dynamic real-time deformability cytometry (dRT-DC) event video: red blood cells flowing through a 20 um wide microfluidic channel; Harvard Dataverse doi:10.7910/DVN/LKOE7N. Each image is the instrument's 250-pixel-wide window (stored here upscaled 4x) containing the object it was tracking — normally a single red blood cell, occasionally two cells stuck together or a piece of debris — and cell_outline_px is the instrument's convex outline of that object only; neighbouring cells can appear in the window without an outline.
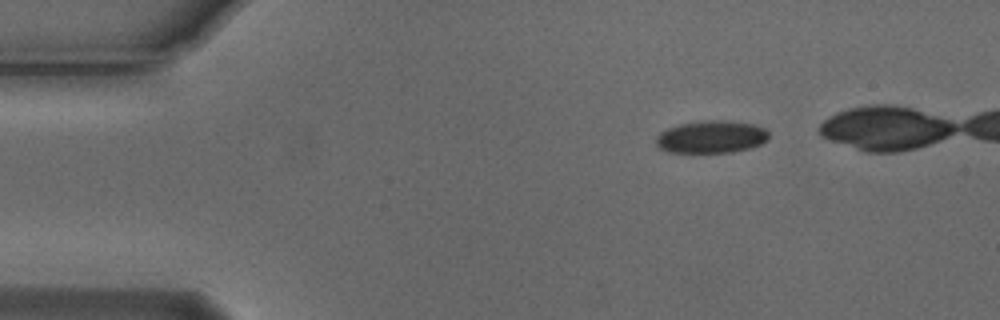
{"species": "Egyptian fruit bat (a non-hibernating species)", "species_latin": "Rousettus aegyptiacus", "temperature_condition": "cold", "stored_images_in_passage": 4, "camera_frame_rate_fps": 3000, "um_per_image_px": 0.085, "animal": {"sex": "male"}, "frame": {"image": 1, "passage_image": 1, "time_ms": 0.0, "image_size_px": [1000, 320], "cell_outline_px": [[768, 140], [760, 144], [748, 148], [732, 152], [668, 152], [660, 148], [656, 144], [656, 136], [660, 132], [668, 128], [680, 124], [700, 120], [724, 120], [752, 124], [764, 128], [768, 132]], "centroid_in_image_um": [60.44, 11.63], "position_along_channel_um": 24.6, "area_um2": 21.27}}